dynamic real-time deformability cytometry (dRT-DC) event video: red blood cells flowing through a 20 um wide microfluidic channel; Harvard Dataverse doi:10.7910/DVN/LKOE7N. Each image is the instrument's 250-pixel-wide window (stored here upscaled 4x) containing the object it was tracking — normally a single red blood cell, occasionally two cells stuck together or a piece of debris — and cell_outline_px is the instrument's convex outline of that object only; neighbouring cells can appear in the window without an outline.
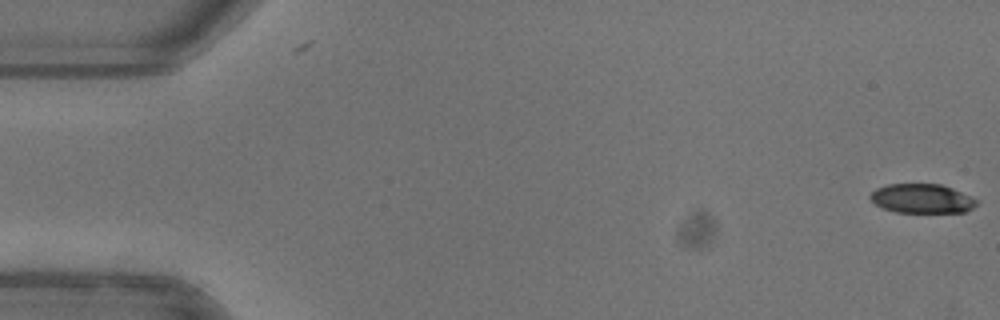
{"species": "common noctule bat (a hibernating species)", "species_latin": "Nyctalus noctula", "temperature_condition": "warm", "stored_images_in_passage": 2, "camera_frame_rate_fps": 3000, "um_per_image_px": 0.085, "animal": {"sex": "female"}, "frame": {"image": 1, "passage_image": 2, "time_ms": 0.333, "image_size_px": [1000, 320], "cell_outline_px": [[976, 204], [972, 208], [964, 212], [896, 212], [884, 208], [876, 204], [868, 196], [876, 188], [888, 184], [940, 184], [952, 188], [976, 200]], "centroid_in_image_um": [78.32, 16.87], "position_along_channel_um": 6.7, "area_um2": 17.8}}